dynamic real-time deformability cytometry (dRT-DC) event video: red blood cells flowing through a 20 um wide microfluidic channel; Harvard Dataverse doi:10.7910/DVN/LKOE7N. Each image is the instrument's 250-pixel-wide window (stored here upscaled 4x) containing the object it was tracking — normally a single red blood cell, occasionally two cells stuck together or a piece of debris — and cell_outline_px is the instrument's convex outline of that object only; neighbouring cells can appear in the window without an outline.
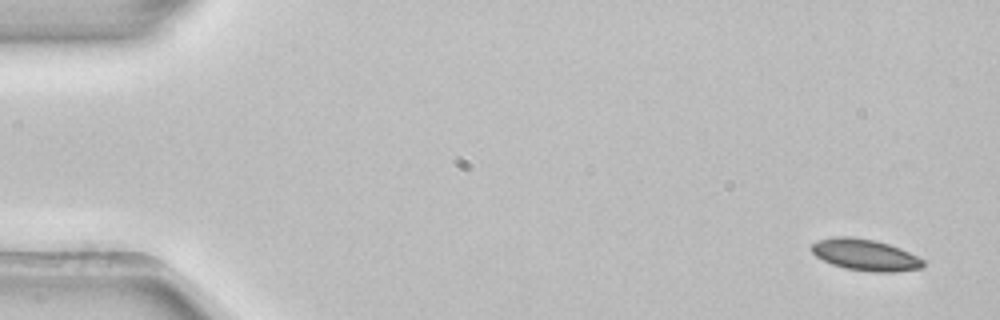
{"species": "common noctule bat (a hibernating species)", "species_latin": "Nyctalus noctula", "temperature_condition": "room temperature", "stored_images_in_passage": 4, "segment_of_instrument_passage": [1, 2], "camera_frame_rate_fps": 3000, "um_per_image_px": 0.085, "animal": {"sex": "female", "body_mass_g": 22.7, "forearm_length_mm": 54.2}, "frame": {"image": 1, "passage_image": 1, "time_ms": 0.0, "image_size_px": [1000, 320], "cell_outline_px": [[924, 268], [892, 272], [872, 272], [844, 268], [832, 264], [816, 256], [812, 252], [812, 244], [820, 240], [836, 236], [852, 236], [876, 240], [900, 248], [924, 260]], "centroid_in_image_um": [73.56, 21.66], "position_along_channel_um": 11.4, "area_um2": 20.4}}